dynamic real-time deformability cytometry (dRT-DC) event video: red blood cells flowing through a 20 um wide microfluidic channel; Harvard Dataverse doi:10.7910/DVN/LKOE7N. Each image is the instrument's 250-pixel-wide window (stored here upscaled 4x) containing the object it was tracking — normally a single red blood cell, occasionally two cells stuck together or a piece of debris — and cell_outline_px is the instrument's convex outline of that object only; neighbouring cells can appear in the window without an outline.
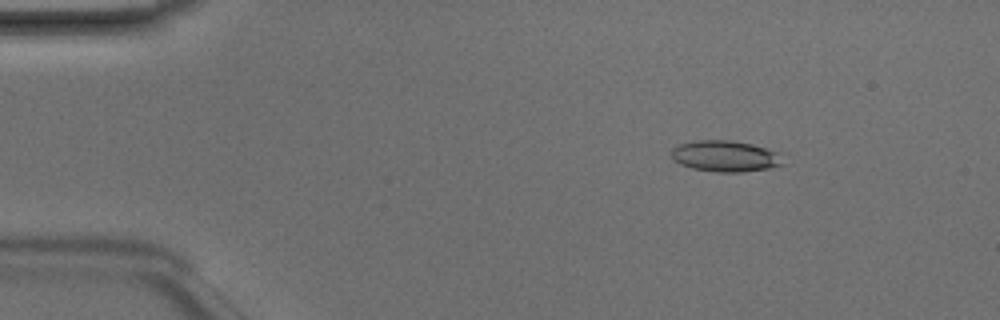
{"species": "Egyptian fruit bat (a non-hibernating species)", "species_latin": "Rousettus aegyptiacus", "temperature_condition": "room temperature", "stored_images_in_passage": 47, "camera_frame_rate_fps": 3000, "um_per_image_px": 0.085, "animal": {"sex": "male"}, "frame": {"image": 1, "passage_image": 6, "time_ms": 1.667, "image_size_px": [1000, 320], "cell_outline_px": [[784, 164], [768, 168], [744, 172], [716, 172], [692, 168], [680, 164], [672, 160], [672, 148], [680, 144], [700, 140], [732, 140], [752, 144], [776, 152]], "centroid_in_image_um": [61.6, 13.28], "position_along_channel_um": 23.4, "area_um2": 20.06}}
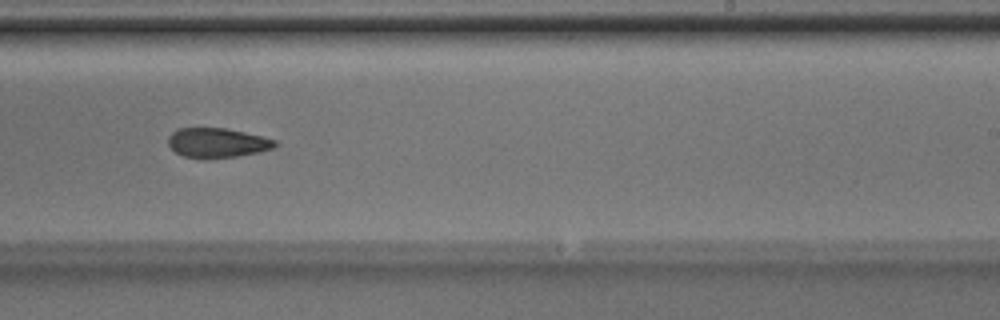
{"frame": {"image": 2, "passage_image": 29, "time_ms": 9.333, "image_size_px": [1000, 320], "cell_outline_px": [[276, 144], [272, 148], [260, 152], [236, 156], [204, 160], [184, 156], [176, 152], [168, 144], [168, 136], [176, 128], [224, 128], [244, 132], [276, 140]], "centroid_in_image_um": [18.42, 12.15], "position_along_channel_um": 270.6, "area_um2": 18.5}}
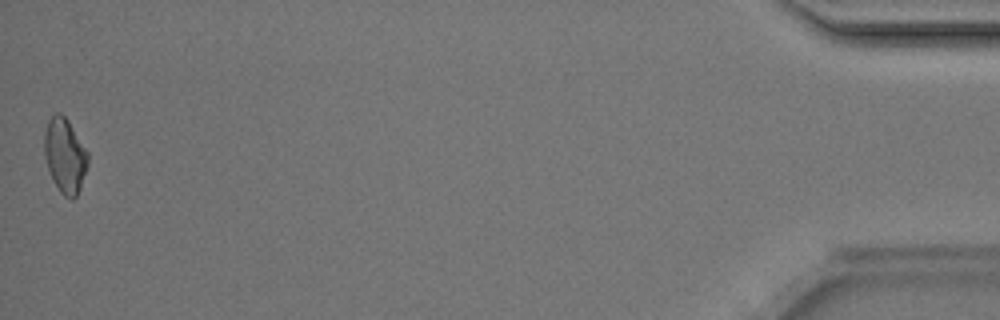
{"frame": {"image": 3, "passage_image": 47, "time_ms": 15.333, "image_size_px": [1000, 320], "cell_outline_px": [[88, 164], [80, 188], [76, 196], [72, 200], [64, 196], [60, 192], [48, 168], [44, 156], [44, 132], [48, 120], [56, 112], [60, 112], [68, 120], [88, 152]], "centroid_in_image_um": [5.52, 13.21], "position_along_channel_um": 429.7, "area_um2": 18.84}, "authors_computed_cell_mechanics": {"area_um2": 19.3052, "velocity_mm_per_s": 4.2242, "shape_relaxation_time_tau1_ms": 4.6413, "shape_relaxation_time_tau2_ms": 5.0008, "deformation_change_tau1": 0.1179, "deformation_change_tau2": 0.1272}}